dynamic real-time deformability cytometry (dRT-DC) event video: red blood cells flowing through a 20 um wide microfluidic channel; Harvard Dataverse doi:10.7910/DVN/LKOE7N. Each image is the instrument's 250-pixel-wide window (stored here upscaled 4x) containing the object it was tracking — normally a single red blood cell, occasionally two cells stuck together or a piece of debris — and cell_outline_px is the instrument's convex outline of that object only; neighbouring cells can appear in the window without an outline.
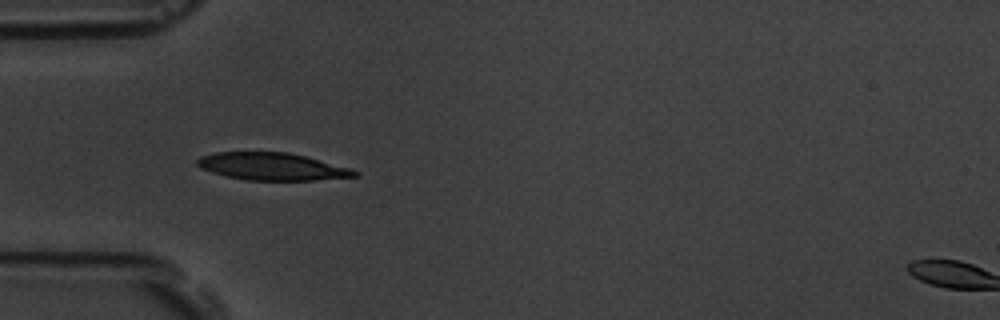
{"species": "common noctule bat (a hibernating species)", "species_latin": "Nyctalus noctula", "temperature_condition": "room temperature", "stored_images_in_passage": 9, "camera_frame_rate_fps": 3000, "um_per_image_px": 0.085, "animal": {"sex": "male", "body_mass_g": 19.5, "forearm_length_mm": 54.6}, "frame": {"image": 1, "passage_image": 1, "time_ms": 0.0, "image_size_px": [1000, 320], "cell_outline_px": [[360, 176], [312, 180], [244, 180], [212, 172], [200, 168], [196, 164], [196, 160], [200, 156], [216, 152], [288, 152], [304, 156], [348, 168], [360, 172]], "centroid_in_image_um": [23.09, 14.15], "position_along_channel_um": 61.9, "area_um2": 24.91}}
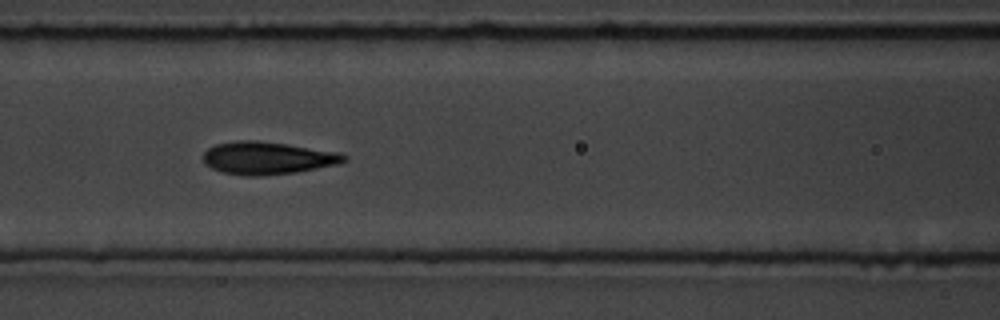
{"frame": {"image": 2, "passage_image": 3, "time_ms": 2.333, "image_size_px": [1000, 320], "cell_outline_px": [[348, 160], [340, 164], [296, 172], [260, 176], [244, 176], [224, 172], [212, 168], [204, 164], [204, 152], [208, 148], [216, 144], [236, 140], [256, 140], [340, 152], [348, 156]], "centroid_in_image_um": [22.76, 13.43], "position_along_channel_um": 143.8, "area_um2": 26.82}}
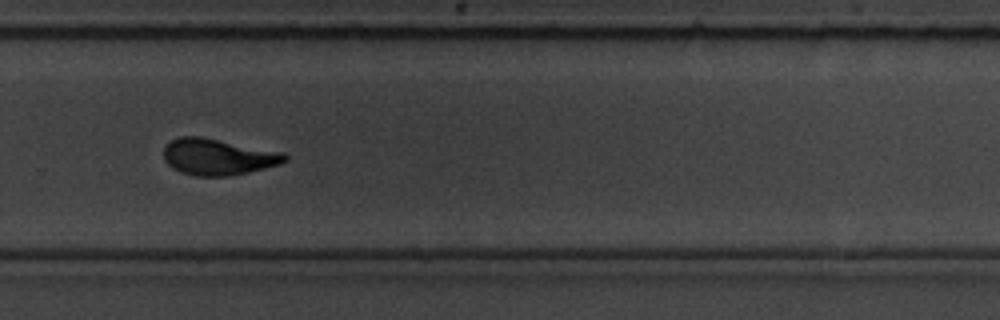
{"frame": {"image": 3, "passage_image": 7, "time_ms": 7.0, "image_size_px": [1000, 320], "cell_outline_px": [[288, 160], [280, 164], [248, 172], [228, 176], [196, 176], [180, 172], [172, 168], [164, 160], [164, 148], [172, 140], [180, 136], [200, 136], [284, 152], [288, 156]], "centroid_in_image_um": [18.54, 13.33], "position_along_channel_um": 311.3, "area_um2": 25.66}}